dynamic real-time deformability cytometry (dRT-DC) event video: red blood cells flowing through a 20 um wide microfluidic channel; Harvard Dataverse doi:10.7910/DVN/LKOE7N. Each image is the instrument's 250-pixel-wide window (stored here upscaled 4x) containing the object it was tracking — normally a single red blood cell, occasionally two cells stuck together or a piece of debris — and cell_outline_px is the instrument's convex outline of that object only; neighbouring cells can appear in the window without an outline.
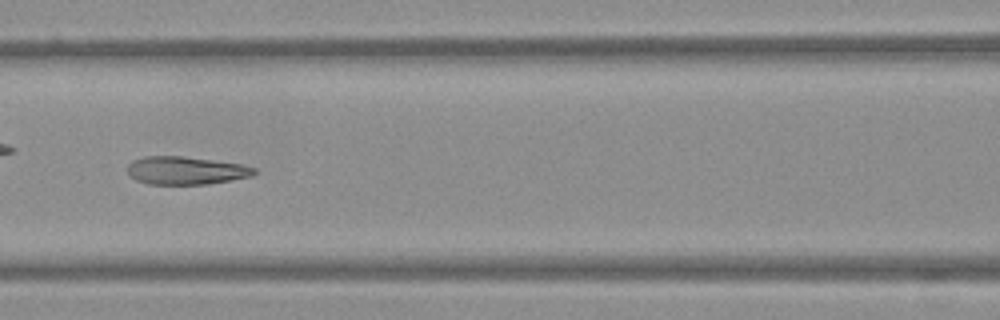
{"species": "Egyptian fruit bat (a non-hibernating species)", "species_latin": "Rousettus aegyptiacus", "temperature_condition": "warm", "stored_images_in_passage": 38, "camera_frame_rate_fps": 3000, "um_per_image_px": 0.085, "frame": {"image": 1, "passage_image": 9, "time_ms": 2.667, "image_size_px": [1000, 320], "cell_outline_px": [[256, 172], [252, 176], [208, 184], [148, 184], [136, 180], [128, 172], [128, 164], [132, 160], [144, 156], [180, 156], [212, 160], [240, 164], [256, 168]], "centroid_in_image_um": [15.78, 14.49], "position_along_channel_um": 150.8, "area_um2": 20.52}}
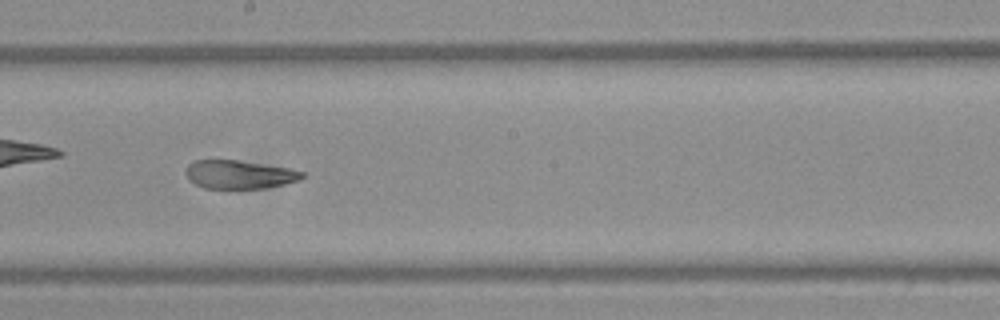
{"frame": {"image": 2, "passage_image": 15, "time_ms": 4.667, "image_size_px": [1000, 320], "cell_outline_px": [[304, 176], [300, 180], [284, 184], [264, 188], [204, 188], [196, 184], [188, 176], [188, 164], [196, 160], [236, 160], [288, 168], [304, 172]], "centroid_in_image_um": [20.39, 14.83], "position_along_channel_um": 227.8, "area_um2": 18.84}}
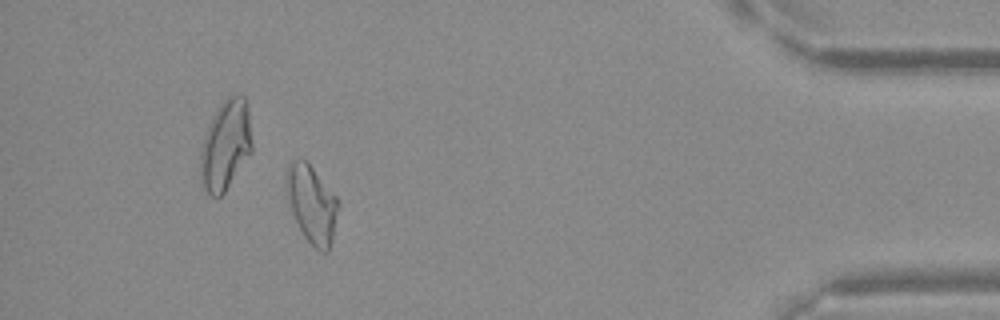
{"frame": {"image": 3, "passage_image": 33, "time_ms": 10.667, "image_size_px": [1000, 320], "cell_outline_px": [[340, 204], [332, 240], [328, 252], [320, 252], [304, 236], [292, 212], [284, 184], [284, 176], [288, 164], [292, 160], [300, 156], [312, 168], [340, 200]], "centroid_in_image_um": [26.49, 17.31], "position_along_channel_um": 408.7, "area_um2": 23.58}}